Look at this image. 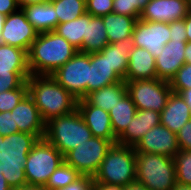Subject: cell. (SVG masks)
I'll return each instance as SVG.
<instances>
[{
  "label": "cell",
  "instance_id": "44",
  "mask_svg": "<svg viewBox=\"0 0 191 190\" xmlns=\"http://www.w3.org/2000/svg\"><path fill=\"white\" fill-rule=\"evenodd\" d=\"M92 190H124V186L92 182Z\"/></svg>",
  "mask_w": 191,
  "mask_h": 190
},
{
  "label": "cell",
  "instance_id": "19",
  "mask_svg": "<svg viewBox=\"0 0 191 190\" xmlns=\"http://www.w3.org/2000/svg\"><path fill=\"white\" fill-rule=\"evenodd\" d=\"M191 119V109L178 93L172 92L160 112V124L177 134Z\"/></svg>",
  "mask_w": 191,
  "mask_h": 190
},
{
  "label": "cell",
  "instance_id": "52",
  "mask_svg": "<svg viewBox=\"0 0 191 190\" xmlns=\"http://www.w3.org/2000/svg\"><path fill=\"white\" fill-rule=\"evenodd\" d=\"M5 20H6V16L0 13V39H1V33L3 31Z\"/></svg>",
  "mask_w": 191,
  "mask_h": 190
},
{
  "label": "cell",
  "instance_id": "12",
  "mask_svg": "<svg viewBox=\"0 0 191 190\" xmlns=\"http://www.w3.org/2000/svg\"><path fill=\"white\" fill-rule=\"evenodd\" d=\"M38 32L27 20L20 8L6 16L0 43L16 46L29 52V49L37 38Z\"/></svg>",
  "mask_w": 191,
  "mask_h": 190
},
{
  "label": "cell",
  "instance_id": "49",
  "mask_svg": "<svg viewBox=\"0 0 191 190\" xmlns=\"http://www.w3.org/2000/svg\"><path fill=\"white\" fill-rule=\"evenodd\" d=\"M184 56H185V63L191 64V42H186Z\"/></svg>",
  "mask_w": 191,
  "mask_h": 190
},
{
  "label": "cell",
  "instance_id": "14",
  "mask_svg": "<svg viewBox=\"0 0 191 190\" xmlns=\"http://www.w3.org/2000/svg\"><path fill=\"white\" fill-rule=\"evenodd\" d=\"M191 11L189 0H150L140 20L170 23L182 20Z\"/></svg>",
  "mask_w": 191,
  "mask_h": 190
},
{
  "label": "cell",
  "instance_id": "48",
  "mask_svg": "<svg viewBox=\"0 0 191 190\" xmlns=\"http://www.w3.org/2000/svg\"><path fill=\"white\" fill-rule=\"evenodd\" d=\"M124 190H149L145 185L134 182L124 186Z\"/></svg>",
  "mask_w": 191,
  "mask_h": 190
},
{
  "label": "cell",
  "instance_id": "43",
  "mask_svg": "<svg viewBox=\"0 0 191 190\" xmlns=\"http://www.w3.org/2000/svg\"><path fill=\"white\" fill-rule=\"evenodd\" d=\"M112 12L130 17L129 1L128 0H113Z\"/></svg>",
  "mask_w": 191,
  "mask_h": 190
},
{
  "label": "cell",
  "instance_id": "32",
  "mask_svg": "<svg viewBox=\"0 0 191 190\" xmlns=\"http://www.w3.org/2000/svg\"><path fill=\"white\" fill-rule=\"evenodd\" d=\"M82 175L65 161L60 164L51 174L44 188L46 190H57L75 182Z\"/></svg>",
  "mask_w": 191,
  "mask_h": 190
},
{
  "label": "cell",
  "instance_id": "22",
  "mask_svg": "<svg viewBox=\"0 0 191 190\" xmlns=\"http://www.w3.org/2000/svg\"><path fill=\"white\" fill-rule=\"evenodd\" d=\"M108 44L102 17H95L86 12V30L81 52L88 54L100 52Z\"/></svg>",
  "mask_w": 191,
  "mask_h": 190
},
{
  "label": "cell",
  "instance_id": "2",
  "mask_svg": "<svg viewBox=\"0 0 191 190\" xmlns=\"http://www.w3.org/2000/svg\"><path fill=\"white\" fill-rule=\"evenodd\" d=\"M26 83L28 94L45 123L77 109L78 99L58 84L51 75H30Z\"/></svg>",
  "mask_w": 191,
  "mask_h": 190
},
{
  "label": "cell",
  "instance_id": "9",
  "mask_svg": "<svg viewBox=\"0 0 191 190\" xmlns=\"http://www.w3.org/2000/svg\"><path fill=\"white\" fill-rule=\"evenodd\" d=\"M112 145L110 140L92 136L69 151L64 156V161L81 175L94 176Z\"/></svg>",
  "mask_w": 191,
  "mask_h": 190
},
{
  "label": "cell",
  "instance_id": "33",
  "mask_svg": "<svg viewBox=\"0 0 191 190\" xmlns=\"http://www.w3.org/2000/svg\"><path fill=\"white\" fill-rule=\"evenodd\" d=\"M176 182L191 185V150H182L173 157Z\"/></svg>",
  "mask_w": 191,
  "mask_h": 190
},
{
  "label": "cell",
  "instance_id": "40",
  "mask_svg": "<svg viewBox=\"0 0 191 190\" xmlns=\"http://www.w3.org/2000/svg\"><path fill=\"white\" fill-rule=\"evenodd\" d=\"M93 176L82 175L75 182L57 190H92Z\"/></svg>",
  "mask_w": 191,
  "mask_h": 190
},
{
  "label": "cell",
  "instance_id": "50",
  "mask_svg": "<svg viewBox=\"0 0 191 190\" xmlns=\"http://www.w3.org/2000/svg\"><path fill=\"white\" fill-rule=\"evenodd\" d=\"M12 190H46L44 187H27L16 184Z\"/></svg>",
  "mask_w": 191,
  "mask_h": 190
},
{
  "label": "cell",
  "instance_id": "27",
  "mask_svg": "<svg viewBox=\"0 0 191 190\" xmlns=\"http://www.w3.org/2000/svg\"><path fill=\"white\" fill-rule=\"evenodd\" d=\"M0 70L30 72L28 52L16 46L0 43Z\"/></svg>",
  "mask_w": 191,
  "mask_h": 190
},
{
  "label": "cell",
  "instance_id": "5",
  "mask_svg": "<svg viewBox=\"0 0 191 190\" xmlns=\"http://www.w3.org/2000/svg\"><path fill=\"white\" fill-rule=\"evenodd\" d=\"M93 182L121 186L136 182V151L134 147L113 144L94 174Z\"/></svg>",
  "mask_w": 191,
  "mask_h": 190
},
{
  "label": "cell",
  "instance_id": "42",
  "mask_svg": "<svg viewBox=\"0 0 191 190\" xmlns=\"http://www.w3.org/2000/svg\"><path fill=\"white\" fill-rule=\"evenodd\" d=\"M20 9L17 0H0V13L8 16Z\"/></svg>",
  "mask_w": 191,
  "mask_h": 190
},
{
  "label": "cell",
  "instance_id": "10",
  "mask_svg": "<svg viewBox=\"0 0 191 190\" xmlns=\"http://www.w3.org/2000/svg\"><path fill=\"white\" fill-rule=\"evenodd\" d=\"M135 47L147 49L155 58L170 40L169 23L138 19L132 32Z\"/></svg>",
  "mask_w": 191,
  "mask_h": 190
},
{
  "label": "cell",
  "instance_id": "26",
  "mask_svg": "<svg viewBox=\"0 0 191 190\" xmlns=\"http://www.w3.org/2000/svg\"><path fill=\"white\" fill-rule=\"evenodd\" d=\"M136 111V106L128 93L109 111L112 130L117 138L132 121Z\"/></svg>",
  "mask_w": 191,
  "mask_h": 190
},
{
  "label": "cell",
  "instance_id": "29",
  "mask_svg": "<svg viewBox=\"0 0 191 190\" xmlns=\"http://www.w3.org/2000/svg\"><path fill=\"white\" fill-rule=\"evenodd\" d=\"M86 30V12L75 20L58 24L54 30L59 36L66 39L78 51L82 50V42Z\"/></svg>",
  "mask_w": 191,
  "mask_h": 190
},
{
  "label": "cell",
  "instance_id": "24",
  "mask_svg": "<svg viewBox=\"0 0 191 190\" xmlns=\"http://www.w3.org/2000/svg\"><path fill=\"white\" fill-rule=\"evenodd\" d=\"M134 47L133 39L129 37L120 42L108 44L100 51L108 58L114 72L124 81L128 68L129 54Z\"/></svg>",
  "mask_w": 191,
  "mask_h": 190
},
{
  "label": "cell",
  "instance_id": "47",
  "mask_svg": "<svg viewBox=\"0 0 191 190\" xmlns=\"http://www.w3.org/2000/svg\"><path fill=\"white\" fill-rule=\"evenodd\" d=\"M179 95L184 99L185 103L190 107L191 109V88L189 89H183Z\"/></svg>",
  "mask_w": 191,
  "mask_h": 190
},
{
  "label": "cell",
  "instance_id": "18",
  "mask_svg": "<svg viewBox=\"0 0 191 190\" xmlns=\"http://www.w3.org/2000/svg\"><path fill=\"white\" fill-rule=\"evenodd\" d=\"M120 81L124 80L114 72L106 56L101 52L89 54L88 94Z\"/></svg>",
  "mask_w": 191,
  "mask_h": 190
},
{
  "label": "cell",
  "instance_id": "45",
  "mask_svg": "<svg viewBox=\"0 0 191 190\" xmlns=\"http://www.w3.org/2000/svg\"><path fill=\"white\" fill-rule=\"evenodd\" d=\"M186 25L187 42H191V11L183 18Z\"/></svg>",
  "mask_w": 191,
  "mask_h": 190
},
{
  "label": "cell",
  "instance_id": "39",
  "mask_svg": "<svg viewBox=\"0 0 191 190\" xmlns=\"http://www.w3.org/2000/svg\"><path fill=\"white\" fill-rule=\"evenodd\" d=\"M170 40L187 41L186 25L184 20L173 21L169 23Z\"/></svg>",
  "mask_w": 191,
  "mask_h": 190
},
{
  "label": "cell",
  "instance_id": "37",
  "mask_svg": "<svg viewBox=\"0 0 191 190\" xmlns=\"http://www.w3.org/2000/svg\"><path fill=\"white\" fill-rule=\"evenodd\" d=\"M86 12L95 17H102L113 10V0H85Z\"/></svg>",
  "mask_w": 191,
  "mask_h": 190
},
{
  "label": "cell",
  "instance_id": "1",
  "mask_svg": "<svg viewBox=\"0 0 191 190\" xmlns=\"http://www.w3.org/2000/svg\"><path fill=\"white\" fill-rule=\"evenodd\" d=\"M12 150L17 184L27 187H44L64 161L62 153L45 138L26 141Z\"/></svg>",
  "mask_w": 191,
  "mask_h": 190
},
{
  "label": "cell",
  "instance_id": "28",
  "mask_svg": "<svg viewBox=\"0 0 191 190\" xmlns=\"http://www.w3.org/2000/svg\"><path fill=\"white\" fill-rule=\"evenodd\" d=\"M27 140L19 133L10 111L0 112V149H13Z\"/></svg>",
  "mask_w": 191,
  "mask_h": 190
},
{
  "label": "cell",
  "instance_id": "7",
  "mask_svg": "<svg viewBox=\"0 0 191 190\" xmlns=\"http://www.w3.org/2000/svg\"><path fill=\"white\" fill-rule=\"evenodd\" d=\"M126 85L137 110L147 109L160 113L172 93L169 81L158 78L128 81Z\"/></svg>",
  "mask_w": 191,
  "mask_h": 190
},
{
  "label": "cell",
  "instance_id": "25",
  "mask_svg": "<svg viewBox=\"0 0 191 190\" xmlns=\"http://www.w3.org/2000/svg\"><path fill=\"white\" fill-rule=\"evenodd\" d=\"M109 44L120 42L126 38L132 37V32L138 18L109 13L102 16Z\"/></svg>",
  "mask_w": 191,
  "mask_h": 190
},
{
  "label": "cell",
  "instance_id": "46",
  "mask_svg": "<svg viewBox=\"0 0 191 190\" xmlns=\"http://www.w3.org/2000/svg\"><path fill=\"white\" fill-rule=\"evenodd\" d=\"M51 0H17L20 8L23 6H28L32 4H42L46 2H50Z\"/></svg>",
  "mask_w": 191,
  "mask_h": 190
},
{
  "label": "cell",
  "instance_id": "15",
  "mask_svg": "<svg viewBox=\"0 0 191 190\" xmlns=\"http://www.w3.org/2000/svg\"><path fill=\"white\" fill-rule=\"evenodd\" d=\"M77 109L82 115L92 136L110 140L113 144L117 142L111 125L109 112L90 105L84 98L78 100Z\"/></svg>",
  "mask_w": 191,
  "mask_h": 190
},
{
  "label": "cell",
  "instance_id": "51",
  "mask_svg": "<svg viewBox=\"0 0 191 190\" xmlns=\"http://www.w3.org/2000/svg\"><path fill=\"white\" fill-rule=\"evenodd\" d=\"M171 190H191V185L176 182L175 186Z\"/></svg>",
  "mask_w": 191,
  "mask_h": 190
},
{
  "label": "cell",
  "instance_id": "31",
  "mask_svg": "<svg viewBox=\"0 0 191 190\" xmlns=\"http://www.w3.org/2000/svg\"><path fill=\"white\" fill-rule=\"evenodd\" d=\"M58 17V24L77 19L86 12L85 0H51Z\"/></svg>",
  "mask_w": 191,
  "mask_h": 190
},
{
  "label": "cell",
  "instance_id": "20",
  "mask_svg": "<svg viewBox=\"0 0 191 190\" xmlns=\"http://www.w3.org/2000/svg\"><path fill=\"white\" fill-rule=\"evenodd\" d=\"M154 78H157L155 57L147 49L134 47L129 54L125 82Z\"/></svg>",
  "mask_w": 191,
  "mask_h": 190
},
{
  "label": "cell",
  "instance_id": "23",
  "mask_svg": "<svg viewBox=\"0 0 191 190\" xmlns=\"http://www.w3.org/2000/svg\"><path fill=\"white\" fill-rule=\"evenodd\" d=\"M127 85L120 81L87 94L84 99L92 106L109 112L126 94Z\"/></svg>",
  "mask_w": 191,
  "mask_h": 190
},
{
  "label": "cell",
  "instance_id": "36",
  "mask_svg": "<svg viewBox=\"0 0 191 190\" xmlns=\"http://www.w3.org/2000/svg\"><path fill=\"white\" fill-rule=\"evenodd\" d=\"M172 92L180 93L183 89L191 88V64L184 63L183 66L169 81Z\"/></svg>",
  "mask_w": 191,
  "mask_h": 190
},
{
  "label": "cell",
  "instance_id": "3",
  "mask_svg": "<svg viewBox=\"0 0 191 190\" xmlns=\"http://www.w3.org/2000/svg\"><path fill=\"white\" fill-rule=\"evenodd\" d=\"M78 50L56 32L38 33L28 52L31 75H51Z\"/></svg>",
  "mask_w": 191,
  "mask_h": 190
},
{
  "label": "cell",
  "instance_id": "4",
  "mask_svg": "<svg viewBox=\"0 0 191 190\" xmlns=\"http://www.w3.org/2000/svg\"><path fill=\"white\" fill-rule=\"evenodd\" d=\"M91 137L92 133L78 109L50 119L45 124L44 138L54 145L63 156Z\"/></svg>",
  "mask_w": 191,
  "mask_h": 190
},
{
  "label": "cell",
  "instance_id": "35",
  "mask_svg": "<svg viewBox=\"0 0 191 190\" xmlns=\"http://www.w3.org/2000/svg\"><path fill=\"white\" fill-rule=\"evenodd\" d=\"M27 94L26 82L18 89L0 92V112L12 111Z\"/></svg>",
  "mask_w": 191,
  "mask_h": 190
},
{
  "label": "cell",
  "instance_id": "11",
  "mask_svg": "<svg viewBox=\"0 0 191 190\" xmlns=\"http://www.w3.org/2000/svg\"><path fill=\"white\" fill-rule=\"evenodd\" d=\"M10 112L13 114L14 122L18 125L19 133L27 141L44 138L46 123L29 94L21 99Z\"/></svg>",
  "mask_w": 191,
  "mask_h": 190
},
{
  "label": "cell",
  "instance_id": "21",
  "mask_svg": "<svg viewBox=\"0 0 191 190\" xmlns=\"http://www.w3.org/2000/svg\"><path fill=\"white\" fill-rule=\"evenodd\" d=\"M21 9L38 33L54 31L58 25L56 11L50 2L23 6Z\"/></svg>",
  "mask_w": 191,
  "mask_h": 190
},
{
  "label": "cell",
  "instance_id": "38",
  "mask_svg": "<svg viewBox=\"0 0 191 190\" xmlns=\"http://www.w3.org/2000/svg\"><path fill=\"white\" fill-rule=\"evenodd\" d=\"M179 149L191 150V119L177 133Z\"/></svg>",
  "mask_w": 191,
  "mask_h": 190
},
{
  "label": "cell",
  "instance_id": "8",
  "mask_svg": "<svg viewBox=\"0 0 191 190\" xmlns=\"http://www.w3.org/2000/svg\"><path fill=\"white\" fill-rule=\"evenodd\" d=\"M51 76L75 98L83 99L88 94L89 54L78 51Z\"/></svg>",
  "mask_w": 191,
  "mask_h": 190
},
{
  "label": "cell",
  "instance_id": "17",
  "mask_svg": "<svg viewBox=\"0 0 191 190\" xmlns=\"http://www.w3.org/2000/svg\"><path fill=\"white\" fill-rule=\"evenodd\" d=\"M160 124V113L153 110H137L132 121L117 138L118 144L134 147L151 128Z\"/></svg>",
  "mask_w": 191,
  "mask_h": 190
},
{
  "label": "cell",
  "instance_id": "6",
  "mask_svg": "<svg viewBox=\"0 0 191 190\" xmlns=\"http://www.w3.org/2000/svg\"><path fill=\"white\" fill-rule=\"evenodd\" d=\"M136 182L149 190H171L176 183L174 159L160 154L136 153Z\"/></svg>",
  "mask_w": 191,
  "mask_h": 190
},
{
  "label": "cell",
  "instance_id": "16",
  "mask_svg": "<svg viewBox=\"0 0 191 190\" xmlns=\"http://www.w3.org/2000/svg\"><path fill=\"white\" fill-rule=\"evenodd\" d=\"M187 41L169 40L163 51L155 58L158 79L170 81L185 63L184 51Z\"/></svg>",
  "mask_w": 191,
  "mask_h": 190
},
{
  "label": "cell",
  "instance_id": "34",
  "mask_svg": "<svg viewBox=\"0 0 191 190\" xmlns=\"http://www.w3.org/2000/svg\"><path fill=\"white\" fill-rule=\"evenodd\" d=\"M31 72H10L0 70V92L20 88L29 78Z\"/></svg>",
  "mask_w": 191,
  "mask_h": 190
},
{
  "label": "cell",
  "instance_id": "30",
  "mask_svg": "<svg viewBox=\"0 0 191 190\" xmlns=\"http://www.w3.org/2000/svg\"><path fill=\"white\" fill-rule=\"evenodd\" d=\"M17 184L12 149H0V190H12Z\"/></svg>",
  "mask_w": 191,
  "mask_h": 190
},
{
  "label": "cell",
  "instance_id": "41",
  "mask_svg": "<svg viewBox=\"0 0 191 190\" xmlns=\"http://www.w3.org/2000/svg\"><path fill=\"white\" fill-rule=\"evenodd\" d=\"M130 8V17L140 18L143 8L150 0H128Z\"/></svg>",
  "mask_w": 191,
  "mask_h": 190
},
{
  "label": "cell",
  "instance_id": "13",
  "mask_svg": "<svg viewBox=\"0 0 191 190\" xmlns=\"http://www.w3.org/2000/svg\"><path fill=\"white\" fill-rule=\"evenodd\" d=\"M136 153L160 154L173 158L179 152L177 134L159 124L151 128L134 146Z\"/></svg>",
  "mask_w": 191,
  "mask_h": 190
}]
</instances>
